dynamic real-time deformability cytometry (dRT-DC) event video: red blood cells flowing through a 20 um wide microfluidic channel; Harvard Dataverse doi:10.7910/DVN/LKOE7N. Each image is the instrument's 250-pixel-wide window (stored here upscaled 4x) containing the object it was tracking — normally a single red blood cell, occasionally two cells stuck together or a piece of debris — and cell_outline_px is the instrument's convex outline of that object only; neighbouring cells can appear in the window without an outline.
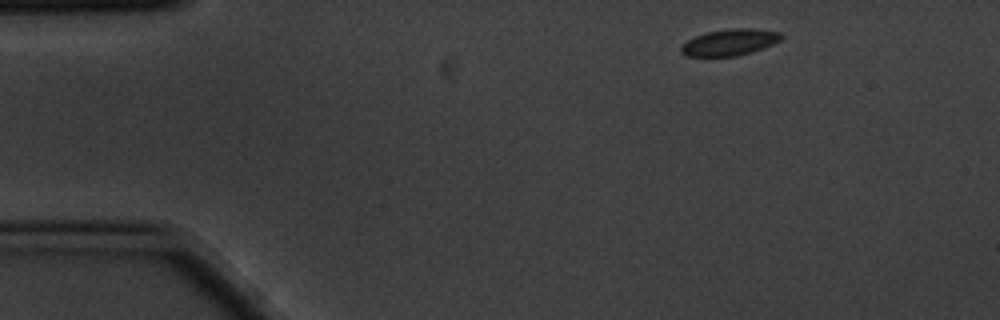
{"species": "common noctule bat (a hibernating species)", "species_latin": "Nyctalus noctula", "temperature_condition": "cold", "stored_images_in_passage": 8, "camera_frame_rate_fps": 3000, "um_per_image_px": 0.085, "animal": {"sex": "male", "body_mass_g": 20.1, "forearm_length_mm": 53.5}, "frame": {"image": 1, "passage_image": 1, "time_ms": 0.0, "image_size_px": [1000, 320], "cell_outline_px": [[784, 36], [780, 40], [764, 48], [752, 52], [736, 56], [688, 56], [680, 52], [680, 44], [696, 36], [708, 32], [728, 28], [756, 28], [780, 32]], "centroid_in_image_um": [62.04, 3.59], "position_along_channel_um": 23.0, "area_um2": 15.55}}
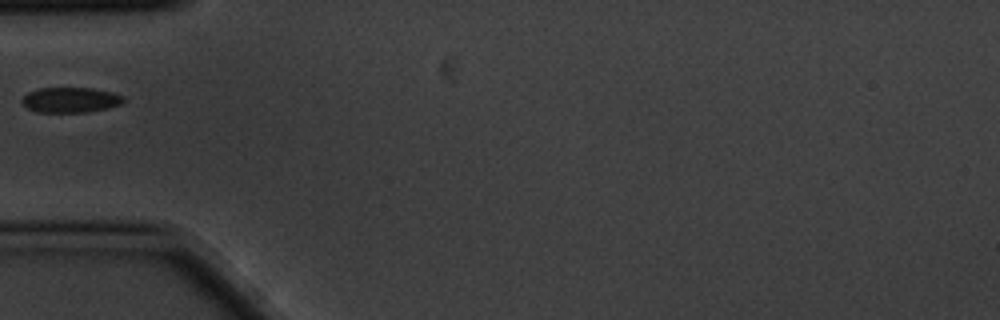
{"frame": {"image": 2, "passage_image": 4, "time_ms": 1.0, "image_size_px": [1000, 320], "cell_outline_px": [[124, 104], [108, 108], [88, 112], [40, 112], [28, 108], [20, 100], [28, 92], [40, 88], [92, 88], [112, 92], [124, 96]], "centroid_in_image_um": [6.04, 8.49], "position_along_channel_um": 79.0, "area_um2": 14.97}}